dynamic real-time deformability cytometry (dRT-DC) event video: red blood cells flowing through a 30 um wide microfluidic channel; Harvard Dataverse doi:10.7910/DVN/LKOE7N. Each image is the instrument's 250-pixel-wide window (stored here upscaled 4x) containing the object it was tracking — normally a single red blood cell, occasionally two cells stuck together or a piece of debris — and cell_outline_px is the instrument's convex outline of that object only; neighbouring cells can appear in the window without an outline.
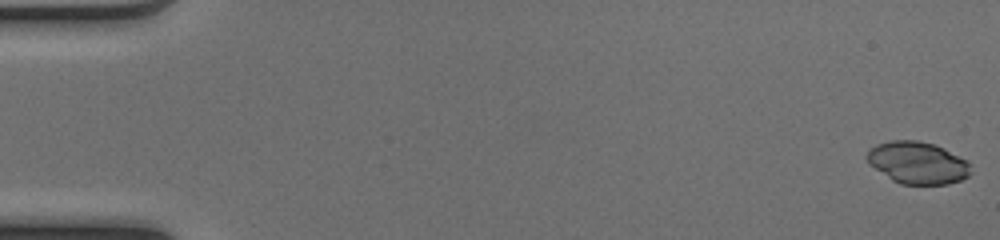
{"species": "common noctule bat (a hibernating species)", "species_latin": "Nyctalus noctula", "temperature_condition": "cold", "stored_images_in_passage": 51, "camera_frame_rate_fps": 3000, "um_per_image_px": 0.085, "animal": {"sex": "female", "body_mass_g": 17.0, "forearm_length_mm": 48.0}, "frame": {"image": 1, "passage_image": 1, "time_ms": 0.0, "image_size_px": [1000, 240], "cell_outline_px": [[972, 172], [968, 176], [960, 180], [948, 184], [900, 184], [892, 180], [868, 164], [864, 156], [868, 148], [876, 144], [892, 140], [916, 140], [936, 144], [968, 160]], "centroid_in_image_um": [77.97, 13.82], "position_along_channel_um": 7.0, "area_um2": 25.89}}
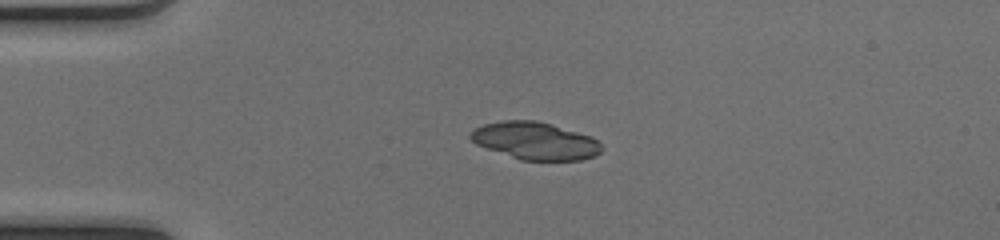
{"frame": {"image": 2, "passage_image": 13, "time_ms": 4.0, "image_size_px": [1000, 240], "cell_outline_px": [[604, 148], [596, 156], [580, 160], [520, 160], [476, 144], [468, 136], [468, 132], [484, 124], [500, 120], [536, 120], [552, 124], [592, 136]], "centroid_in_image_um": [45.49, 11.96], "position_along_channel_um": 39.5, "area_um2": 28.73}}